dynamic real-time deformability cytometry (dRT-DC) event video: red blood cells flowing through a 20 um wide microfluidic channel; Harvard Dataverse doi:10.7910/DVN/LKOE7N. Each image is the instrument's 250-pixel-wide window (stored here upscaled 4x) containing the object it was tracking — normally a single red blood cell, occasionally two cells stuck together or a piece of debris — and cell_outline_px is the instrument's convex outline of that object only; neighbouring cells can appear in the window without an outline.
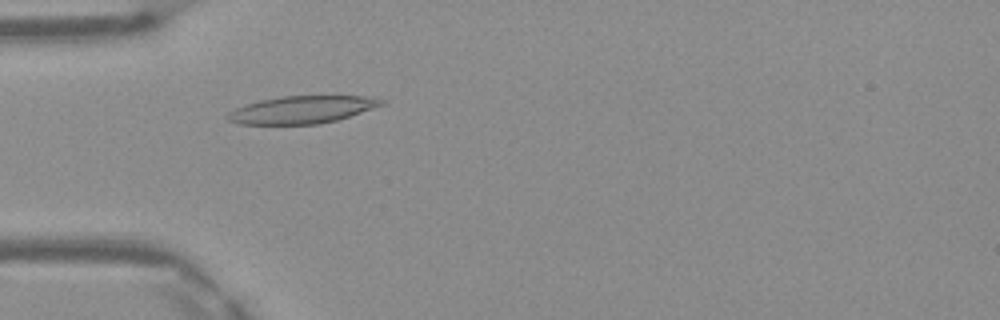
{"species": "Egyptian fruit bat (a non-hibernating species)", "species_latin": "Rousettus aegyptiacus", "temperature_condition": "warm", "stored_images_in_passage": 40, "camera_frame_rate_fps": 3000, "um_per_image_px": 0.085, "frame": {"image": 1, "passage_image": 6, "time_ms": 1.667, "image_size_px": [1000, 320], "cell_outline_px": [[384, 104], [336, 120], [316, 124], [240, 124], [228, 120], [224, 116], [228, 112], [236, 108], [260, 100], [280, 96], [364, 96], [384, 100]], "centroid_in_image_um": [25.6, 9.32], "position_along_channel_um": 59.4, "area_um2": 24.28}}
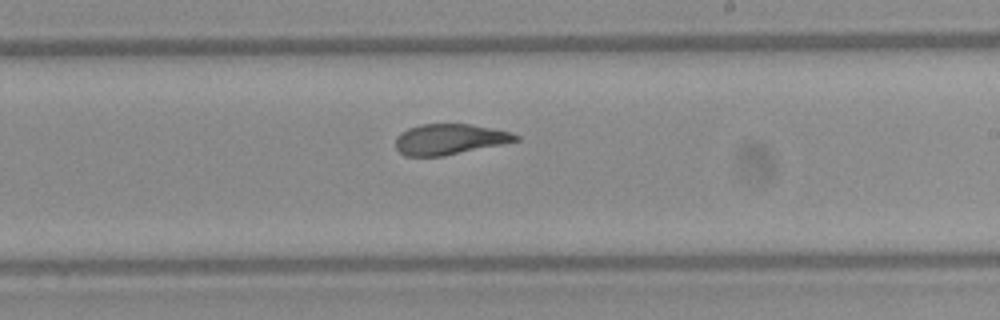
{"frame": {"image": 2, "passage_image": 20, "time_ms": 6.333, "image_size_px": [1000, 320], "cell_outline_px": [[520, 140], [444, 156], [404, 156], [396, 148], [396, 136], [400, 132], [408, 128], [420, 124], [472, 124], [512, 132], [520, 136]], "centroid_in_image_um": [38.2, 11.83], "position_along_channel_um": 250.8, "area_um2": 21.5}}
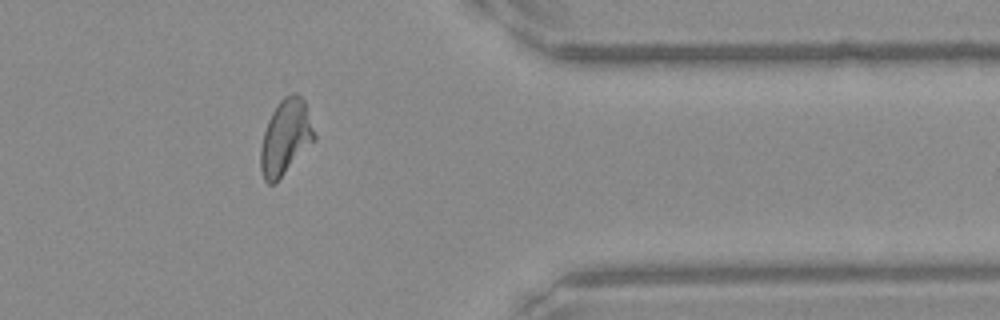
{"frame": {"image": 3, "passage_image": 31, "time_ms": 10.0, "image_size_px": [1000, 320], "cell_outline_px": [[316, 140], [272, 184], [268, 184], [264, 180], [260, 168], [260, 148], [264, 132], [268, 120], [272, 112], [280, 100], [284, 96], [292, 92], [296, 92], [304, 100], [316, 136]], "centroid_in_image_um": [24.27, 11.63], "position_along_channel_um": 387.1, "area_um2": 23.24}, "authors_computed_cell_mechanics": {"area_um2": 23.2067, "velocity_mm_per_s": 4.1606, "shape_relaxation_time_tau1_ms": 10.2876, "shape_relaxation_time_tau2_ms": 1.4925, "deformation_change_tau1": 0.2949, "deformation_change_tau2": 0.0715}}